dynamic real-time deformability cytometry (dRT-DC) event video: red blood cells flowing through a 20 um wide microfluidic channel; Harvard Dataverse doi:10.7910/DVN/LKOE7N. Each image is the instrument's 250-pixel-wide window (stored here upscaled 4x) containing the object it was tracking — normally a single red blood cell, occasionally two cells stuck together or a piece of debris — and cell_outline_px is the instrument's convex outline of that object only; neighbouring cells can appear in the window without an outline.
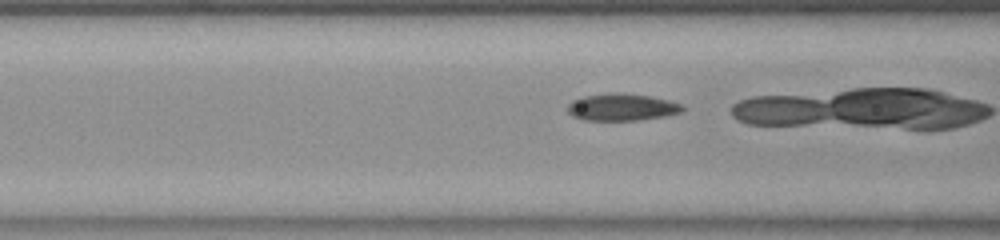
{"species": "common noctule bat (a hibernating species)", "species_latin": "Nyctalus noctula", "temperature_condition": "room temperature", "stored_images_in_passage": 34, "camera_frame_rate_fps": 3000, "um_per_image_px": 0.085, "animal": {"sex": "female", "body_mass_g": 23.0, "forearm_length_mm": 53.4}, "frame": {"image": 1, "passage_image": 18, "time_ms": 5.667, "image_size_px": [1000, 240], "cell_outline_px": [[684, 108], [680, 112], [664, 116], [636, 120], [584, 120], [572, 116], [568, 112], [568, 104], [572, 100], [584, 96], [608, 92], [616, 92], [652, 96], [684, 104]], "centroid_in_image_um": [52.84, 9.09], "position_along_channel_um": 113.8, "area_um2": 18.21}}